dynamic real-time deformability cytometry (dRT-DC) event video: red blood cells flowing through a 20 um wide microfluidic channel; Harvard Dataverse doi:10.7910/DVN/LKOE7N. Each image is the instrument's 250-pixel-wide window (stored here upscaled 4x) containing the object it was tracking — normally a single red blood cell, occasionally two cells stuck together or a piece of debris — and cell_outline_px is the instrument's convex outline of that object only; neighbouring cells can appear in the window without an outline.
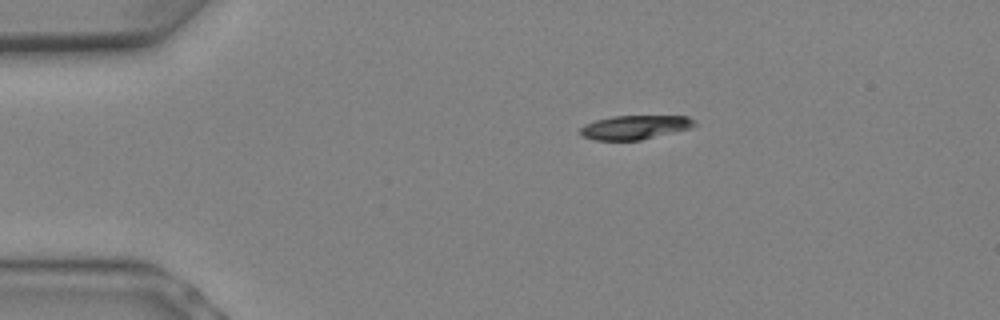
{"species": "Egyptian fruit bat (a non-hibernating species)", "species_latin": "Rousettus aegyptiacus", "temperature_condition": "warm", "stored_images_in_passage": 6, "camera_frame_rate_fps": 3000, "um_per_image_px": 0.085, "animal": {"sex": "female"}, "frame": {"image": 1, "passage_image": 1, "time_ms": 0.0, "image_size_px": [1000, 320], "cell_outline_px": [[696, 124], [692, 128], [640, 140], [592, 140], [584, 136], [580, 132], [580, 128], [584, 124], [596, 120], [612, 116], [688, 116], [696, 120]], "centroid_in_image_um": [53.99, 10.81], "position_along_channel_um": 31.0, "area_um2": 16.01}}
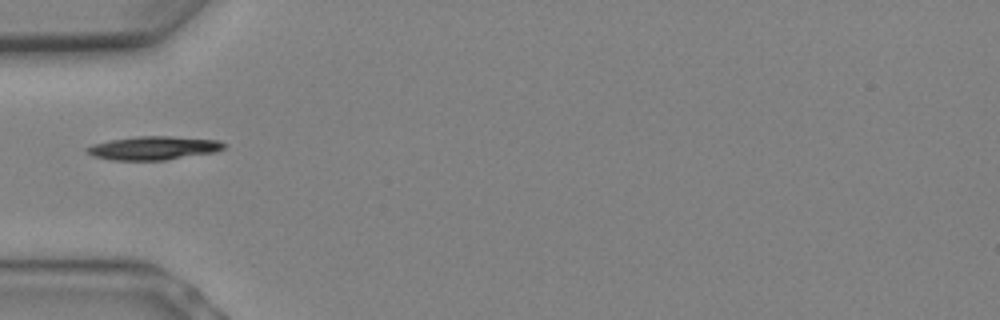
{"frame": {"image": 2, "passage_image": 4, "time_ms": 1.0, "image_size_px": [1000, 320], "cell_outline_px": [[224, 148], [212, 152], [168, 160], [112, 160], [92, 156], [84, 148], [92, 144], [112, 140], [140, 136], [168, 136], [220, 140], [224, 144]], "centroid_in_image_um": [13.02, 12.58], "position_along_channel_um": 72.0, "area_um2": 18.61}}
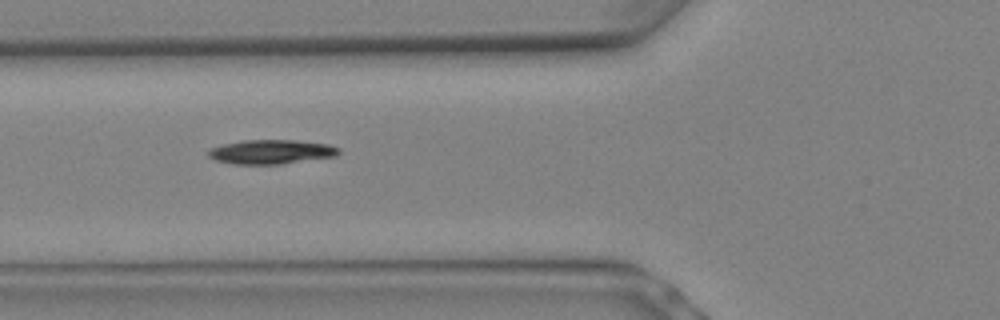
{"frame": {"image": 3, "passage_image": 5, "time_ms": 1.333, "image_size_px": [1000, 320], "cell_outline_px": [[340, 152], [336, 156], [280, 164], [232, 164], [216, 160], [208, 156], [208, 148], [224, 144], [244, 140], [296, 140], [328, 144], [340, 148]], "centroid_in_image_um": [23.05, 12.9], "position_along_channel_um": 102.8, "area_um2": 18.44}}